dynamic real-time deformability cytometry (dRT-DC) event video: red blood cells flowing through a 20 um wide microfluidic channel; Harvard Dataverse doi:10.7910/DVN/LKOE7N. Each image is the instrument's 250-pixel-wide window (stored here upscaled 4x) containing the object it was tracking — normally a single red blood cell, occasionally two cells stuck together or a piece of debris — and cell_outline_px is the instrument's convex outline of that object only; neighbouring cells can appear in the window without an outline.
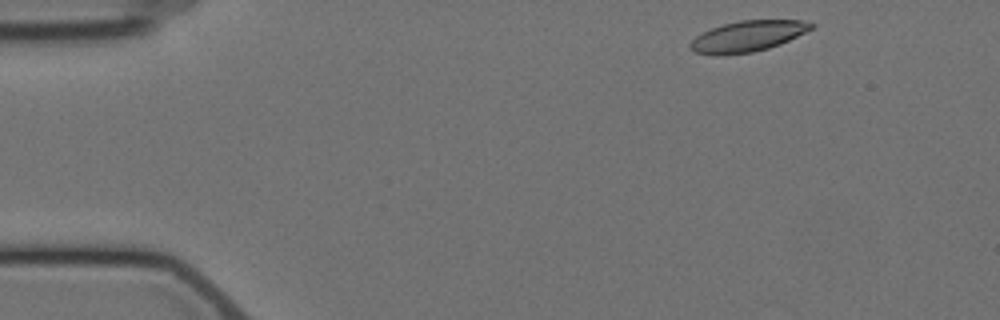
{"species": "Egyptian fruit bat (a non-hibernating species)", "species_latin": "Rousettus aegyptiacus", "temperature_condition": "cold", "stored_images_in_passage": 4, "camera_frame_rate_fps": 3000, "um_per_image_px": 0.085, "animal": {"sex": "female"}, "frame": {"image": 1, "passage_image": 1, "time_ms": 0.0, "image_size_px": [1000, 320], "cell_outline_px": [[816, 24], [812, 28], [780, 44], [768, 48], [752, 52], [716, 56], [696, 52], [688, 48], [688, 44], [696, 36], [712, 28], [724, 24], [740, 20], [800, 20]], "centroid_in_image_um": [63.51, 3.09], "position_along_channel_um": 21.5, "area_um2": 21.56}}
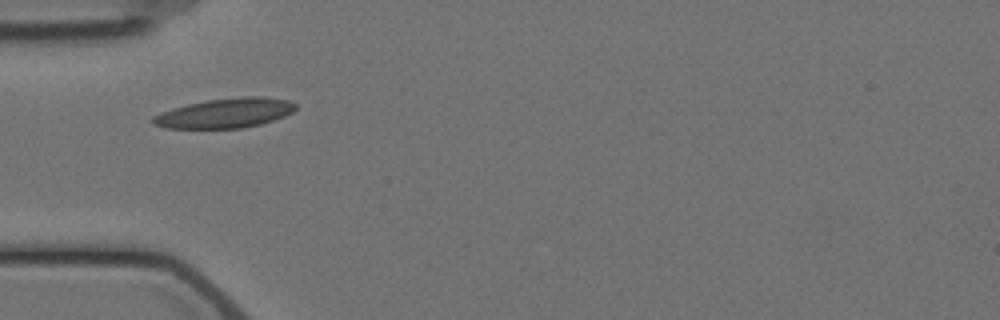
{"frame": {"image": 2, "passage_image": 4, "time_ms": 3.667, "image_size_px": [1000, 320], "cell_outline_px": [[296, 108], [292, 112], [284, 116], [260, 124], [240, 128], [164, 128], [152, 124], [148, 120], [152, 116], [160, 112], [188, 104], [208, 100], [240, 96], [264, 96], [288, 100], [296, 104]], "centroid_in_image_um": [19.09, 9.61], "position_along_channel_um": 65.9, "area_um2": 24.74}}